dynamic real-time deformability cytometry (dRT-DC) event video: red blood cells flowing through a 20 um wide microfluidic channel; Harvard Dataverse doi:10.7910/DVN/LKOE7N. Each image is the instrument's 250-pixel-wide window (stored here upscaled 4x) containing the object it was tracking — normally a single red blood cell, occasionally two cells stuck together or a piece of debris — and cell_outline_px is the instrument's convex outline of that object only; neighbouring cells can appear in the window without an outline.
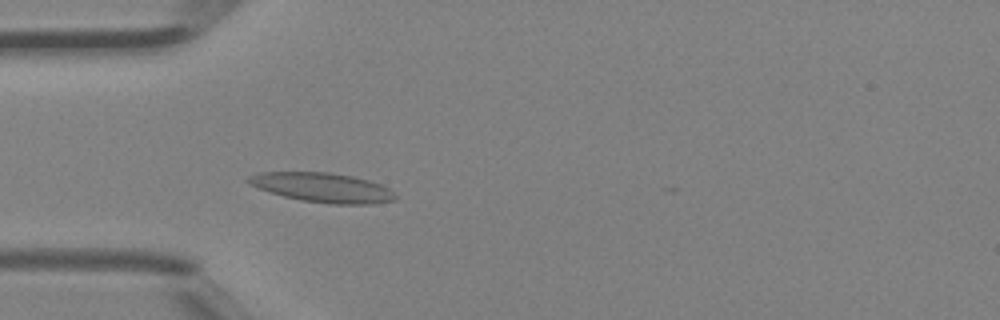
{"species": "Egyptian fruit bat (a non-hibernating species)", "species_latin": "Rousettus aegyptiacus", "temperature_condition": "room temperature", "stored_images_in_passage": 4, "camera_frame_rate_fps": 3000, "um_per_image_px": 0.085, "animal": {"sex": "female"}, "frame": {"image": 1, "passage_image": 4, "time_ms": 1.0, "image_size_px": [1000, 320], "cell_outline_px": [[396, 200], [372, 204], [332, 204], [300, 200], [268, 192], [248, 184], [244, 180], [248, 176], [260, 172], [328, 172], [352, 176], [368, 180], [380, 184], [388, 188], [396, 196]], "centroid_in_image_um": [27.37, 15.94], "position_along_channel_um": 57.6, "area_um2": 25.32}}